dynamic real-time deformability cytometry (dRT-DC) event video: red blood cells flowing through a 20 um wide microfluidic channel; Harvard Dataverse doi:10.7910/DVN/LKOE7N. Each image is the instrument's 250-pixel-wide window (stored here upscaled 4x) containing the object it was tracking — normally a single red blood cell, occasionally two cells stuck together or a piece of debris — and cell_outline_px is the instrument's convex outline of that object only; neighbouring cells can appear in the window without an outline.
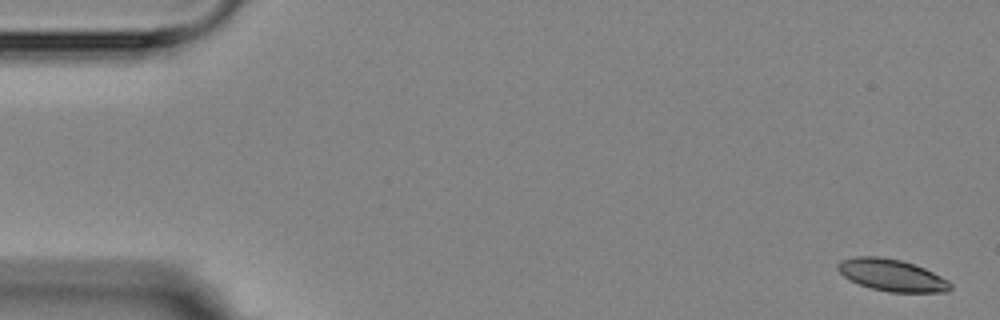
{"species": "Egyptian fruit bat (a non-hibernating species)", "species_latin": "Rousettus aegyptiacus", "temperature_condition": "room temperature", "stored_images_in_passage": 5, "camera_frame_rate_fps": 3000, "um_per_image_px": 0.085, "animal": {"sex": "female"}, "frame": {"image": 1, "passage_image": 1, "time_ms": 0.0, "image_size_px": [1000, 320], "cell_outline_px": [[952, 288], [948, 292], [888, 292], [872, 288], [860, 284], [844, 276], [836, 268], [836, 264], [840, 260], [852, 256], [880, 256], [900, 260], [924, 268], [948, 280], [952, 284]], "centroid_in_image_um": [75.79, 23.38], "position_along_channel_um": 9.2, "area_um2": 20.92}}
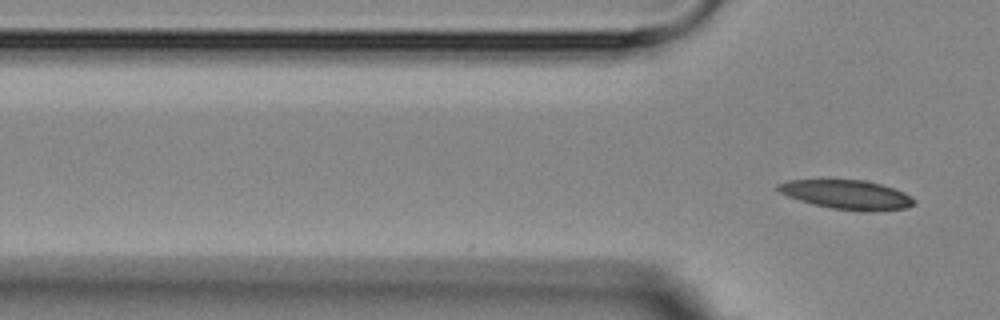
{"frame": {"image": 2, "passage_image": 5, "time_ms": 4.667, "image_size_px": [1000, 320], "cell_outline_px": [[916, 204], [904, 208], [872, 212], [868, 212], [832, 208], [812, 204], [788, 196], [780, 192], [776, 188], [776, 184], [788, 180], [864, 180], [880, 184], [904, 192], [916, 200]], "centroid_in_image_um": [71.99, 16.55], "position_along_channel_um": 53.8, "area_um2": 23.06}}